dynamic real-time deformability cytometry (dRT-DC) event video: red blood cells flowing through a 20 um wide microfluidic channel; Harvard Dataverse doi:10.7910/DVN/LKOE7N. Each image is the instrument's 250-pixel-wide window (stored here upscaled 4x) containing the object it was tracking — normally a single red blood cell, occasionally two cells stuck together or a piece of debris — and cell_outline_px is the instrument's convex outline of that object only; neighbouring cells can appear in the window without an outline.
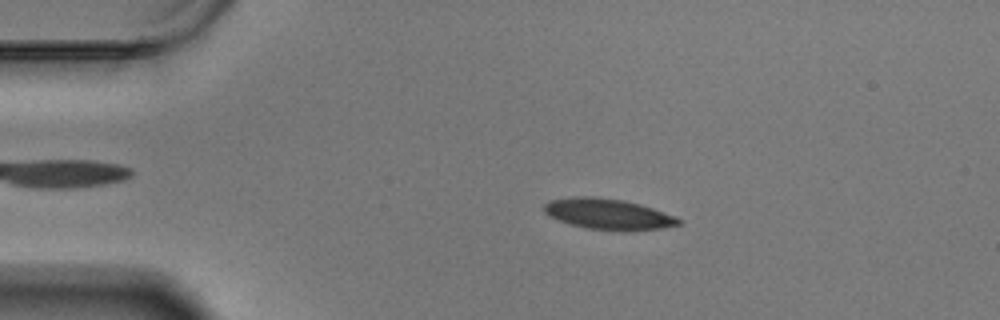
{"species": "Egyptian fruit bat (a non-hibernating species)", "species_latin": "Rousettus aegyptiacus", "temperature_condition": "warm", "stored_images_in_passage": 50, "camera_frame_rate_fps": 3000, "um_per_image_px": 0.085, "animal": {"sex": "male"}, "frame": {"image": 1, "passage_image": 3, "time_ms": 0.667, "image_size_px": [1000, 320], "cell_outline_px": [[680, 224], [664, 228], [584, 228], [560, 220], [544, 212], [544, 204], [548, 200], [572, 196], [592, 196], [624, 200], [640, 204], [676, 216], [680, 220]], "centroid_in_image_um": [51.64, 18.13], "position_along_channel_um": 33.4, "area_um2": 23.18}}
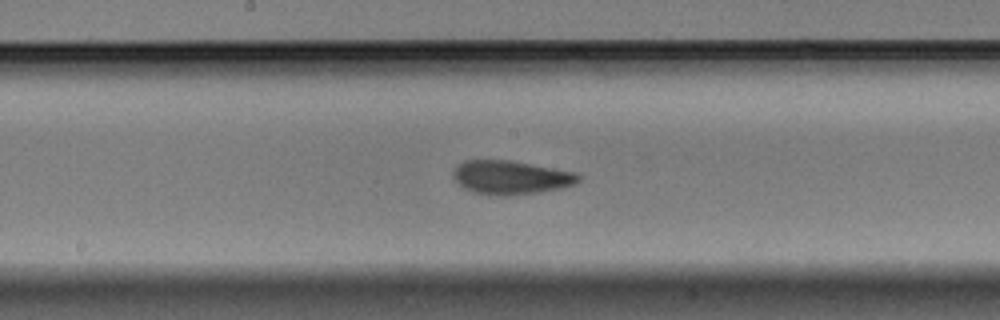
{"frame": {"image": 2, "passage_image": 22, "time_ms": 7.0, "image_size_px": [1000, 320], "cell_outline_px": [[580, 180], [576, 184], [560, 188], [540, 192], [504, 196], [500, 196], [472, 192], [464, 188], [452, 176], [452, 172], [464, 160], [508, 160], [576, 172], [580, 176]], "centroid_in_image_um": [43.43, 15.09], "position_along_channel_um": 204.8, "area_um2": 24.51}}
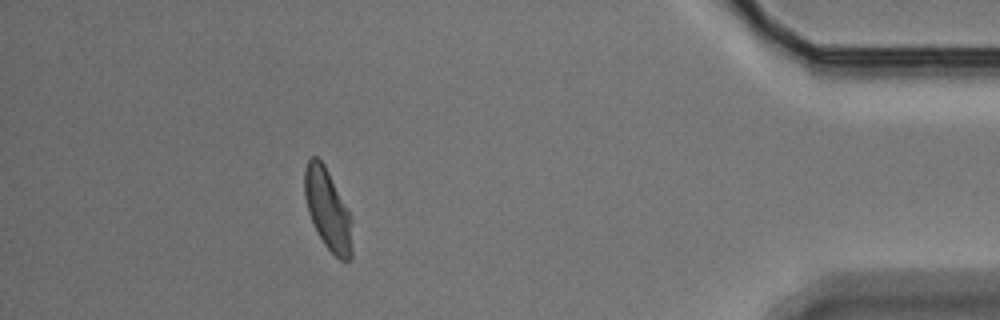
{"frame": {"image": 3, "passage_image": 44, "time_ms": 14.333, "image_size_px": [1000, 320], "cell_outline_px": [[352, 260], [340, 260], [324, 244], [316, 232], [308, 212], [304, 196], [304, 168], [308, 160], [312, 156], [316, 156], [324, 164], [352, 220]], "centroid_in_image_um": [27.84, 17.84], "position_along_channel_um": 407.4, "area_um2": 22.25}, "authors_computed_cell_mechanics": {"area_um2": 23.6691, "velocity_mm_per_s": 3.4221, "shape_relaxation_time_tau1_ms": 5.6644, "shape_relaxation_time_tau2_ms": 1.9473, "deformation_change_tau1": 0.1572, "deformation_change_tau2": 0.0839}}